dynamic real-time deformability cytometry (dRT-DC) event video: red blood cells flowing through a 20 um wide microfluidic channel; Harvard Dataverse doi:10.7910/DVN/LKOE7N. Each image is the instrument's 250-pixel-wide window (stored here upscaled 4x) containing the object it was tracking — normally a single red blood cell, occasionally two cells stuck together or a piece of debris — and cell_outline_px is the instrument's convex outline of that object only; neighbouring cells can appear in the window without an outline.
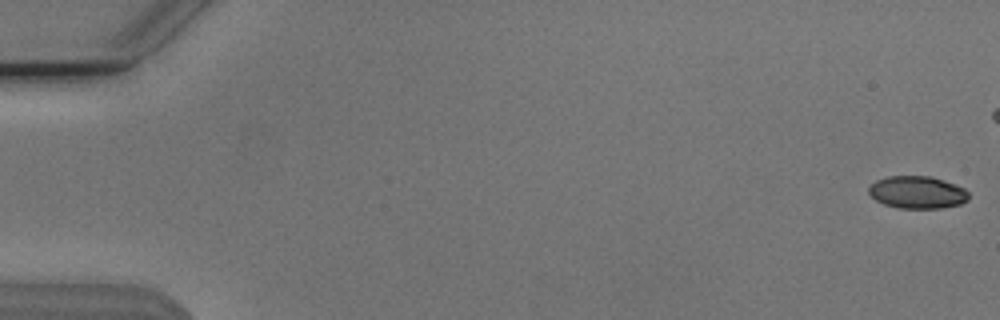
{"species": "Egyptian fruit bat (a non-hibernating species)", "species_latin": "Rousettus aegyptiacus", "temperature_condition": "cold", "stored_images_in_passage": 13, "camera_frame_rate_fps": 3000, "um_per_image_px": 0.085, "animal": {"sex": "male"}, "frame": {"image": 1, "passage_image": 1, "time_ms": 0.0, "image_size_px": [1000, 320], "cell_outline_px": [[968, 200], [960, 204], [940, 208], [896, 208], [884, 204], [876, 200], [868, 192], [868, 188], [876, 180], [888, 176], [932, 176], [964, 188], [968, 192]], "centroid_in_image_um": [77.96, 16.35], "position_along_channel_um": 7.0, "area_um2": 18.84}}